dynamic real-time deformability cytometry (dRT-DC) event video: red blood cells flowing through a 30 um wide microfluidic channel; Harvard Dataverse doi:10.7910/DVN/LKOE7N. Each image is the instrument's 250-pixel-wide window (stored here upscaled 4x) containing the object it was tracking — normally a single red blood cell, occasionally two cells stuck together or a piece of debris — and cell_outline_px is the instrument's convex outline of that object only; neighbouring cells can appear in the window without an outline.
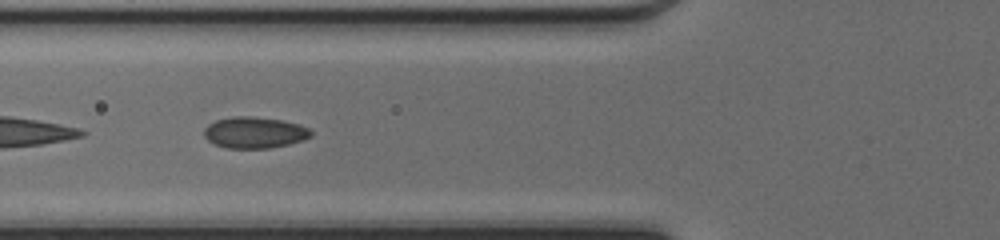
{"species": "common noctule bat (a hibernating species)", "species_latin": "Nyctalus noctula", "temperature_condition": "cold", "stored_images_in_passage": 40, "camera_frame_rate_fps": 3000, "um_per_image_px": 0.085, "animal": {"sex": "female", "body_mass_g": 17.0, "forearm_length_mm": 48.0}, "frame": {"image": 1, "passage_image": 15, "time_ms": 4.667, "image_size_px": [1000, 240], "cell_outline_px": [[312, 136], [304, 140], [272, 148], [228, 148], [216, 144], [208, 140], [204, 136], [204, 128], [208, 124], [216, 120], [232, 116], [252, 116], [280, 120], [300, 124], [308, 128], [312, 132]], "centroid_in_image_um": [21.64, 11.26], "position_along_channel_um": 104.2, "area_um2": 19.54}}
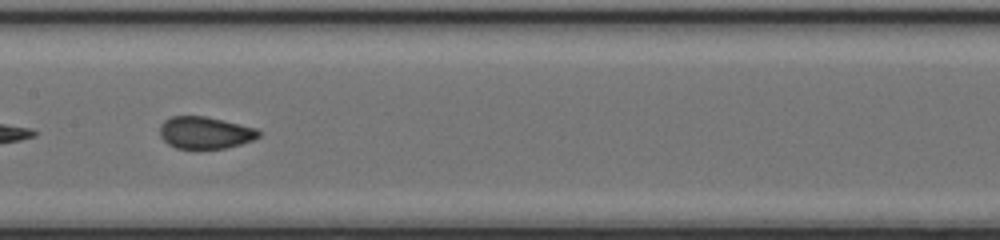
{"frame": {"image": 2, "passage_image": 21, "time_ms": 6.667, "image_size_px": [1000, 240], "cell_outline_px": [[260, 136], [252, 140], [240, 144], [224, 148], [176, 148], [168, 144], [160, 136], [160, 124], [164, 120], [172, 116], [204, 116], [256, 128], [260, 132]], "centroid_in_image_um": [17.4, 11.27], "position_along_channel_um": 190.0, "area_um2": 18.26}}
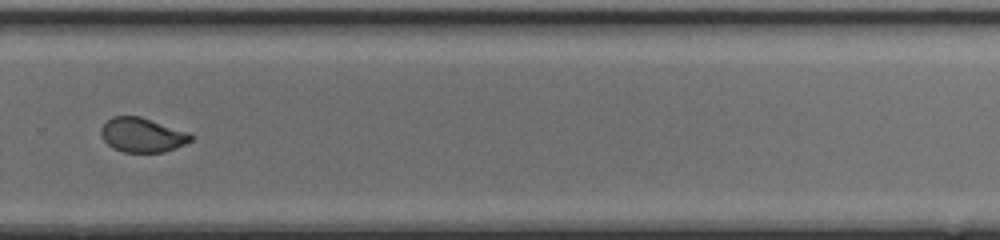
{"frame": {"image": 3, "passage_image": 30, "time_ms": 9.667, "image_size_px": [1000, 240], "cell_outline_px": [[192, 140], [176, 148], [164, 152], [124, 152], [112, 148], [104, 140], [100, 132], [100, 128], [112, 116], [140, 116], [188, 132], [192, 136]], "centroid_in_image_um": [12.08, 11.47], "position_along_channel_um": 317.7, "area_um2": 17.92}, "authors_computed_cell_mechanics": {"area_um2": 19.5364, "velocity_mm_per_s": 4.2791, "shape_relaxation_time_tau1_ms": null, "shape_relaxation_time_tau2_ms": 0.7164, "deformation_change_tau1": null, "deformation_change_tau2": 0.0585}}